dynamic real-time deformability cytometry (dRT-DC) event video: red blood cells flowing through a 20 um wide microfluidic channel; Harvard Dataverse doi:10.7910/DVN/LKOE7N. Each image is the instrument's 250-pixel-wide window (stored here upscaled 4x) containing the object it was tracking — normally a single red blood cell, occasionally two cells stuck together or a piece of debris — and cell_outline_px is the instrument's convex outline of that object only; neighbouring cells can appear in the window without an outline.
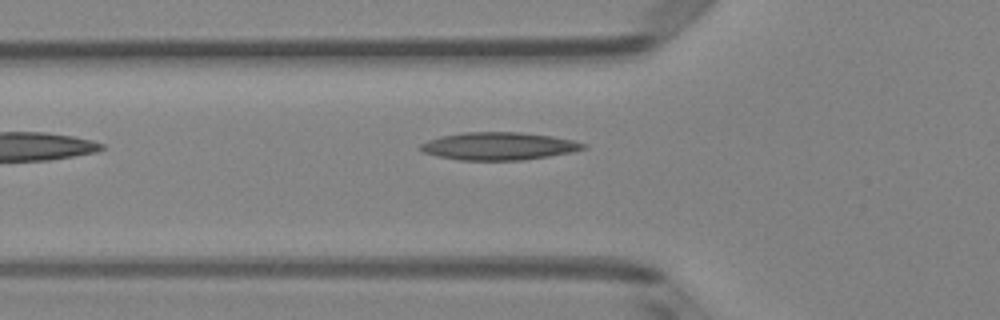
{"species": "Egyptian fruit bat (a non-hibernating species)", "species_latin": "Rousettus aegyptiacus", "temperature_condition": "room temperature", "stored_images_in_passage": 2, "camera_frame_rate_fps": 3000, "um_per_image_px": 0.085, "animal": {"sex": "female"}, "frame": {"image": 1, "passage_image": 2, "time_ms": 0.333, "image_size_px": [1000, 320], "cell_outline_px": [[588, 148], [572, 152], [524, 160], [460, 160], [436, 156], [424, 152], [420, 148], [420, 144], [428, 140], [440, 136], [464, 132], [520, 132], [552, 136], [572, 140], [588, 144]], "centroid_in_image_um": [42.42, 12.42], "position_along_channel_um": 83.4, "area_um2": 26.36}}